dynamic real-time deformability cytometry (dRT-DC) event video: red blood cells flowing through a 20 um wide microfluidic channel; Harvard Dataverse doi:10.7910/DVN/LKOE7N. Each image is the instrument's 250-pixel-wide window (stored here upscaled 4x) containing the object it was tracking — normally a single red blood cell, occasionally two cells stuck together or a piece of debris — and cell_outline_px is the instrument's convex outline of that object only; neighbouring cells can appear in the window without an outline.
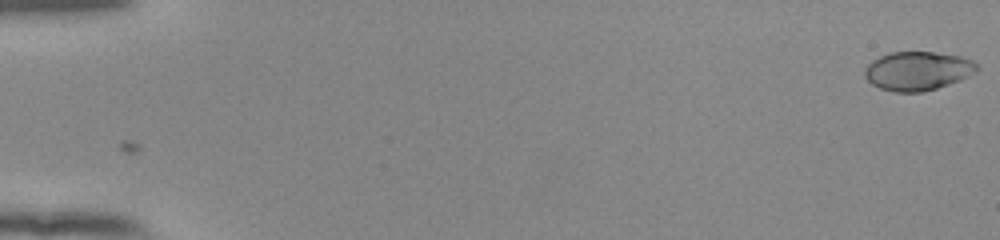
{"species": "human", "species_latin": "Homo sapiens", "temperature_condition": "room temperature", "stored_images_in_passage": 54, "camera_frame_rate_fps": 3000, "um_per_image_px": 0.085, "donor": {"sex": "female"}, "frame": {"image": 1, "passage_image": 1, "time_ms": 0.0, "image_size_px": [1000, 240], "cell_outline_px": [[980, 68], [976, 72], [960, 80], [924, 92], [892, 92], [880, 88], [872, 84], [864, 76], [864, 72], [868, 64], [872, 60], [880, 56], [892, 52], [932, 52], [960, 56], [972, 60]], "centroid_in_image_um": [78.0, 6.03], "position_along_channel_um": 7.0, "area_um2": 25.37}}
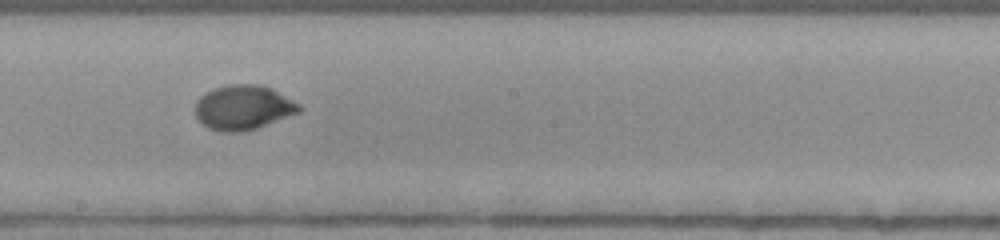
{"frame": {"image": 2, "passage_image": 32, "time_ms": 10.333, "image_size_px": [1000, 240], "cell_outline_px": [[304, 108], [300, 112], [256, 128], [240, 132], [224, 132], [208, 128], [196, 116], [196, 100], [200, 96], [212, 88], [228, 84], [260, 84], [272, 88], [300, 104]], "centroid_in_image_um": [20.69, 9.12], "position_along_channel_um": 227.5, "area_um2": 27.11}}
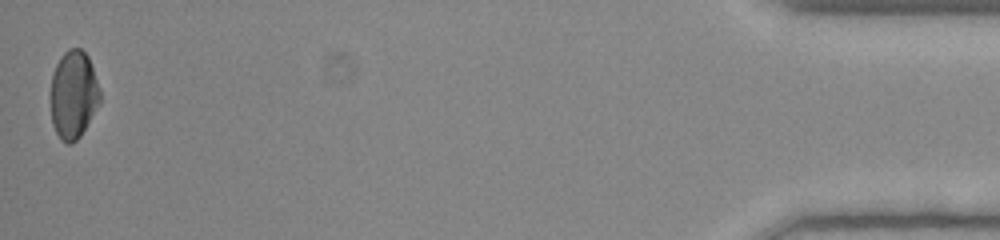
{"frame": {"image": 3, "passage_image": 54, "time_ms": 17.667, "image_size_px": [1000, 240], "cell_outline_px": [[100, 100], [80, 136], [72, 144], [68, 144], [60, 140], [52, 124], [52, 76], [56, 64], [60, 56], [68, 48], [80, 48], [88, 56], [100, 88]], "centroid_in_image_um": [6.24, 8.03], "position_along_channel_um": 429.0, "area_um2": 24.97}, "authors_computed_cell_mechanics": {"area_um2": 25.8366, "velocity_mm_per_s": 3.9124, "shape_relaxation_time_tau1_ms": 3.9556, "shape_relaxation_time_tau2_ms": 1.2719, "deformation_change_tau1": 0.1428, "deformation_change_tau2": 0.0239}}